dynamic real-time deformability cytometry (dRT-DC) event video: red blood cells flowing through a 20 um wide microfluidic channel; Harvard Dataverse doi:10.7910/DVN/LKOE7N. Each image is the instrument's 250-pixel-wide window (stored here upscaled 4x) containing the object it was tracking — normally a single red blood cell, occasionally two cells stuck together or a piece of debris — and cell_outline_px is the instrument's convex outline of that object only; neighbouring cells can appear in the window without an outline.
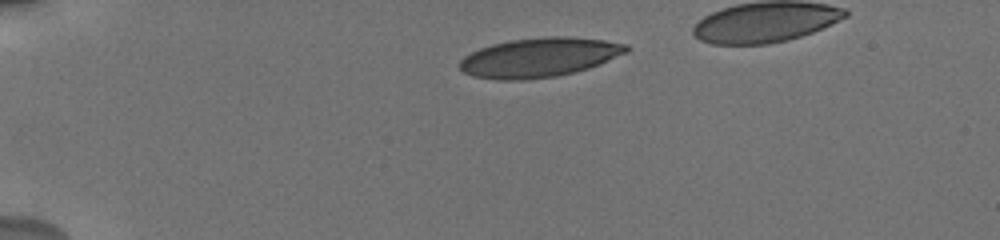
{"species": "human", "species_latin": "Homo sapiens", "temperature_condition": "cold", "stored_images_in_passage": 7, "camera_frame_rate_fps": 3000, "um_per_image_px": 0.085, "donor": {"sex": "male"}, "frame": {"image": 1, "passage_image": 1, "time_ms": 0.0, "image_size_px": [1000, 240], "cell_outline_px": [[628, 52], [600, 64], [588, 68], [556, 76], [520, 80], [496, 80], [472, 76], [464, 72], [460, 68], [460, 60], [464, 56], [480, 48], [492, 44], [512, 40], [544, 36], [568, 36], [604, 40], [628, 44]], "centroid_in_image_um": [45.84, 4.88], "position_along_channel_um": 39.2, "area_um2": 38.15}}
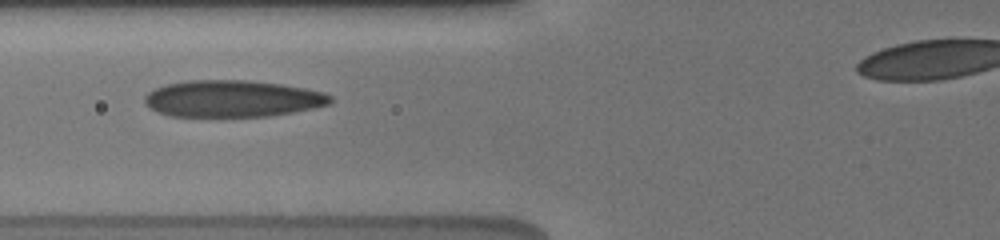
{"frame": {"image": 2, "passage_image": 5, "time_ms": 3.333, "image_size_px": [1000, 240], "cell_outline_px": [[332, 104], [292, 112], [268, 116], [172, 116], [148, 108], [144, 104], [144, 96], [148, 92], [156, 88], [168, 84], [188, 80], [248, 80], [280, 84], [304, 88], [324, 92], [332, 96]], "centroid_in_image_um": [19.76, 8.38], "position_along_channel_um": 106.0, "area_um2": 39.71}}
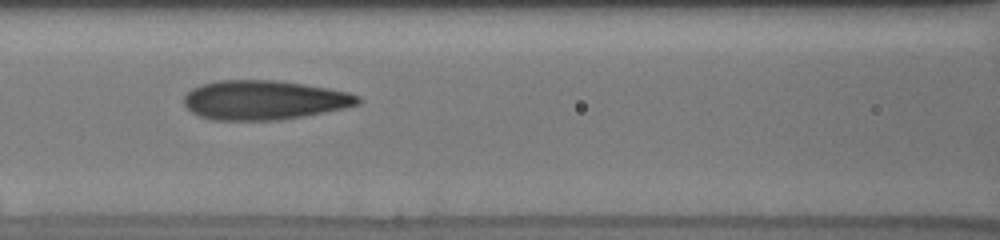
{"frame": {"image": 3, "passage_image": 6, "time_ms": 4.333, "image_size_px": [1000, 240], "cell_outline_px": [[360, 104], [344, 108], [304, 116], [280, 120], [212, 120], [200, 116], [192, 112], [184, 104], [184, 96], [192, 88], [204, 84], [220, 80], [276, 80], [328, 88], [348, 92], [360, 96]], "centroid_in_image_um": [22.45, 8.51], "position_along_channel_um": 144.1, "area_um2": 39.77}}